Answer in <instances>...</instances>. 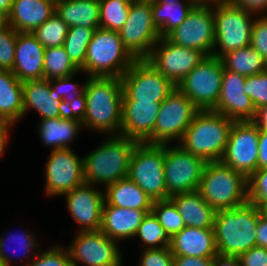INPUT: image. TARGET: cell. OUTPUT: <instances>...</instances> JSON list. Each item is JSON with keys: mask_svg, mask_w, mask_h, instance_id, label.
I'll return each mask as SVG.
<instances>
[{"mask_svg": "<svg viewBox=\"0 0 267 266\" xmlns=\"http://www.w3.org/2000/svg\"><path fill=\"white\" fill-rule=\"evenodd\" d=\"M80 70L72 63L62 46L45 48L44 79L51 80L73 75Z\"/></svg>", "mask_w": 267, "mask_h": 266, "instance_id": "74e56055", "label": "cell"}, {"mask_svg": "<svg viewBox=\"0 0 267 266\" xmlns=\"http://www.w3.org/2000/svg\"><path fill=\"white\" fill-rule=\"evenodd\" d=\"M16 125L10 123V122H0V159L3 157V155L6 152L7 145L9 143L10 133L12 132L14 127Z\"/></svg>", "mask_w": 267, "mask_h": 266, "instance_id": "db71d44e", "label": "cell"}, {"mask_svg": "<svg viewBox=\"0 0 267 266\" xmlns=\"http://www.w3.org/2000/svg\"><path fill=\"white\" fill-rule=\"evenodd\" d=\"M238 258L243 266H267V248L254 246Z\"/></svg>", "mask_w": 267, "mask_h": 266, "instance_id": "c3c4849f", "label": "cell"}, {"mask_svg": "<svg viewBox=\"0 0 267 266\" xmlns=\"http://www.w3.org/2000/svg\"><path fill=\"white\" fill-rule=\"evenodd\" d=\"M81 70L73 75L49 80L50 95L53 100H63L70 113H79L84 95L86 81L82 84L74 81Z\"/></svg>", "mask_w": 267, "mask_h": 266, "instance_id": "e575fe53", "label": "cell"}, {"mask_svg": "<svg viewBox=\"0 0 267 266\" xmlns=\"http://www.w3.org/2000/svg\"><path fill=\"white\" fill-rule=\"evenodd\" d=\"M127 177L152 201L166 200L164 145L138 142L131 157Z\"/></svg>", "mask_w": 267, "mask_h": 266, "instance_id": "ba28073f", "label": "cell"}, {"mask_svg": "<svg viewBox=\"0 0 267 266\" xmlns=\"http://www.w3.org/2000/svg\"><path fill=\"white\" fill-rule=\"evenodd\" d=\"M13 0H0V10L3 11L7 16L11 12Z\"/></svg>", "mask_w": 267, "mask_h": 266, "instance_id": "6f0895ef", "label": "cell"}, {"mask_svg": "<svg viewBox=\"0 0 267 266\" xmlns=\"http://www.w3.org/2000/svg\"><path fill=\"white\" fill-rule=\"evenodd\" d=\"M215 44L212 56L221 58L251 44L256 14L235 6L230 0L213 3Z\"/></svg>", "mask_w": 267, "mask_h": 266, "instance_id": "52a82bcc", "label": "cell"}, {"mask_svg": "<svg viewBox=\"0 0 267 266\" xmlns=\"http://www.w3.org/2000/svg\"><path fill=\"white\" fill-rule=\"evenodd\" d=\"M235 6L256 15H267V0H230Z\"/></svg>", "mask_w": 267, "mask_h": 266, "instance_id": "681fc988", "label": "cell"}, {"mask_svg": "<svg viewBox=\"0 0 267 266\" xmlns=\"http://www.w3.org/2000/svg\"><path fill=\"white\" fill-rule=\"evenodd\" d=\"M67 211L77 226V232L100 230L104 189L84 183L63 194Z\"/></svg>", "mask_w": 267, "mask_h": 266, "instance_id": "d6986e66", "label": "cell"}, {"mask_svg": "<svg viewBox=\"0 0 267 266\" xmlns=\"http://www.w3.org/2000/svg\"><path fill=\"white\" fill-rule=\"evenodd\" d=\"M173 256L215 257L218 254L214 230L185 226L171 238Z\"/></svg>", "mask_w": 267, "mask_h": 266, "instance_id": "484cf974", "label": "cell"}, {"mask_svg": "<svg viewBox=\"0 0 267 266\" xmlns=\"http://www.w3.org/2000/svg\"><path fill=\"white\" fill-rule=\"evenodd\" d=\"M82 106L79 111L83 125L103 136L121 135L122 81L117 77H86Z\"/></svg>", "mask_w": 267, "mask_h": 266, "instance_id": "6da1fadb", "label": "cell"}, {"mask_svg": "<svg viewBox=\"0 0 267 266\" xmlns=\"http://www.w3.org/2000/svg\"><path fill=\"white\" fill-rule=\"evenodd\" d=\"M197 2H151L152 17L155 27L161 37H165L170 31L179 26L186 18Z\"/></svg>", "mask_w": 267, "mask_h": 266, "instance_id": "d6a6232c", "label": "cell"}, {"mask_svg": "<svg viewBox=\"0 0 267 266\" xmlns=\"http://www.w3.org/2000/svg\"><path fill=\"white\" fill-rule=\"evenodd\" d=\"M138 1L152 2V1H155V0H138Z\"/></svg>", "mask_w": 267, "mask_h": 266, "instance_id": "e7e4bbea", "label": "cell"}, {"mask_svg": "<svg viewBox=\"0 0 267 266\" xmlns=\"http://www.w3.org/2000/svg\"><path fill=\"white\" fill-rule=\"evenodd\" d=\"M8 25V16L0 10V28Z\"/></svg>", "mask_w": 267, "mask_h": 266, "instance_id": "680465c9", "label": "cell"}, {"mask_svg": "<svg viewBox=\"0 0 267 266\" xmlns=\"http://www.w3.org/2000/svg\"><path fill=\"white\" fill-rule=\"evenodd\" d=\"M245 78L224 68L220 96L214 111L233 121L254 120L256 108L244 91Z\"/></svg>", "mask_w": 267, "mask_h": 266, "instance_id": "ffe728a7", "label": "cell"}, {"mask_svg": "<svg viewBox=\"0 0 267 266\" xmlns=\"http://www.w3.org/2000/svg\"><path fill=\"white\" fill-rule=\"evenodd\" d=\"M263 212L249 201L216 211L213 230L218 254L239 257L256 246V225Z\"/></svg>", "mask_w": 267, "mask_h": 266, "instance_id": "3957f363", "label": "cell"}, {"mask_svg": "<svg viewBox=\"0 0 267 266\" xmlns=\"http://www.w3.org/2000/svg\"><path fill=\"white\" fill-rule=\"evenodd\" d=\"M224 65L221 58L205 56L177 85L199 110H213L218 103Z\"/></svg>", "mask_w": 267, "mask_h": 266, "instance_id": "30bf717a", "label": "cell"}, {"mask_svg": "<svg viewBox=\"0 0 267 266\" xmlns=\"http://www.w3.org/2000/svg\"><path fill=\"white\" fill-rule=\"evenodd\" d=\"M152 212L171 238L185 227L182 216L170 199L153 201Z\"/></svg>", "mask_w": 267, "mask_h": 266, "instance_id": "60d3db41", "label": "cell"}, {"mask_svg": "<svg viewBox=\"0 0 267 266\" xmlns=\"http://www.w3.org/2000/svg\"><path fill=\"white\" fill-rule=\"evenodd\" d=\"M251 34V47L267 62V15H256Z\"/></svg>", "mask_w": 267, "mask_h": 266, "instance_id": "7dc6e473", "label": "cell"}, {"mask_svg": "<svg viewBox=\"0 0 267 266\" xmlns=\"http://www.w3.org/2000/svg\"><path fill=\"white\" fill-rule=\"evenodd\" d=\"M97 28L82 26L69 27L63 47L72 63L82 70L85 63L87 48Z\"/></svg>", "mask_w": 267, "mask_h": 266, "instance_id": "d590c367", "label": "cell"}, {"mask_svg": "<svg viewBox=\"0 0 267 266\" xmlns=\"http://www.w3.org/2000/svg\"><path fill=\"white\" fill-rule=\"evenodd\" d=\"M27 266H73L67 248L59 243L40 249L37 256Z\"/></svg>", "mask_w": 267, "mask_h": 266, "instance_id": "b9f144b4", "label": "cell"}, {"mask_svg": "<svg viewBox=\"0 0 267 266\" xmlns=\"http://www.w3.org/2000/svg\"><path fill=\"white\" fill-rule=\"evenodd\" d=\"M134 61L124 48L118 31L97 28L88 45L81 71L86 77L121 78Z\"/></svg>", "mask_w": 267, "mask_h": 266, "instance_id": "8992f818", "label": "cell"}, {"mask_svg": "<svg viewBox=\"0 0 267 266\" xmlns=\"http://www.w3.org/2000/svg\"><path fill=\"white\" fill-rule=\"evenodd\" d=\"M213 266H243L238 257L217 254L213 259Z\"/></svg>", "mask_w": 267, "mask_h": 266, "instance_id": "11a10c76", "label": "cell"}, {"mask_svg": "<svg viewBox=\"0 0 267 266\" xmlns=\"http://www.w3.org/2000/svg\"><path fill=\"white\" fill-rule=\"evenodd\" d=\"M95 149L83 155L84 181L96 187L126 178L138 141L122 135H107Z\"/></svg>", "mask_w": 267, "mask_h": 266, "instance_id": "7a4b0ae2", "label": "cell"}, {"mask_svg": "<svg viewBox=\"0 0 267 266\" xmlns=\"http://www.w3.org/2000/svg\"><path fill=\"white\" fill-rule=\"evenodd\" d=\"M253 122L259 129H267V105L256 110Z\"/></svg>", "mask_w": 267, "mask_h": 266, "instance_id": "9f6ffc18", "label": "cell"}, {"mask_svg": "<svg viewBox=\"0 0 267 266\" xmlns=\"http://www.w3.org/2000/svg\"><path fill=\"white\" fill-rule=\"evenodd\" d=\"M17 32L6 25L0 28V70H13Z\"/></svg>", "mask_w": 267, "mask_h": 266, "instance_id": "f6af8a7d", "label": "cell"}, {"mask_svg": "<svg viewBox=\"0 0 267 266\" xmlns=\"http://www.w3.org/2000/svg\"><path fill=\"white\" fill-rule=\"evenodd\" d=\"M104 200L112 206L152 211V199L128 177L120 179L104 189Z\"/></svg>", "mask_w": 267, "mask_h": 266, "instance_id": "4dcf8cb0", "label": "cell"}, {"mask_svg": "<svg viewBox=\"0 0 267 266\" xmlns=\"http://www.w3.org/2000/svg\"><path fill=\"white\" fill-rule=\"evenodd\" d=\"M68 29V25L54 13L41 26L36 28L32 34L45 48H52L64 44Z\"/></svg>", "mask_w": 267, "mask_h": 266, "instance_id": "ab89813d", "label": "cell"}, {"mask_svg": "<svg viewBox=\"0 0 267 266\" xmlns=\"http://www.w3.org/2000/svg\"><path fill=\"white\" fill-rule=\"evenodd\" d=\"M169 199L177 207L185 226L213 229L216 211L203 200L198 191L176 194Z\"/></svg>", "mask_w": 267, "mask_h": 266, "instance_id": "f1b7e54d", "label": "cell"}, {"mask_svg": "<svg viewBox=\"0 0 267 266\" xmlns=\"http://www.w3.org/2000/svg\"><path fill=\"white\" fill-rule=\"evenodd\" d=\"M100 28L119 31L128 19L130 5L124 0H99Z\"/></svg>", "mask_w": 267, "mask_h": 266, "instance_id": "f35d334b", "label": "cell"}, {"mask_svg": "<svg viewBox=\"0 0 267 266\" xmlns=\"http://www.w3.org/2000/svg\"><path fill=\"white\" fill-rule=\"evenodd\" d=\"M161 103L122 100L121 135L154 144V126Z\"/></svg>", "mask_w": 267, "mask_h": 266, "instance_id": "44dd1931", "label": "cell"}, {"mask_svg": "<svg viewBox=\"0 0 267 266\" xmlns=\"http://www.w3.org/2000/svg\"><path fill=\"white\" fill-rule=\"evenodd\" d=\"M118 32L124 48L135 60L147 59L161 38L153 22L151 2L132 3L128 19Z\"/></svg>", "mask_w": 267, "mask_h": 266, "instance_id": "5bb4252c", "label": "cell"}, {"mask_svg": "<svg viewBox=\"0 0 267 266\" xmlns=\"http://www.w3.org/2000/svg\"><path fill=\"white\" fill-rule=\"evenodd\" d=\"M50 151L44 171L47 197L62 196L85 183L83 157L72 148Z\"/></svg>", "mask_w": 267, "mask_h": 266, "instance_id": "e0dca14e", "label": "cell"}, {"mask_svg": "<svg viewBox=\"0 0 267 266\" xmlns=\"http://www.w3.org/2000/svg\"><path fill=\"white\" fill-rule=\"evenodd\" d=\"M45 47L32 32H17L12 73L21 81L44 78Z\"/></svg>", "mask_w": 267, "mask_h": 266, "instance_id": "7402d4cb", "label": "cell"}, {"mask_svg": "<svg viewBox=\"0 0 267 266\" xmlns=\"http://www.w3.org/2000/svg\"><path fill=\"white\" fill-rule=\"evenodd\" d=\"M149 212L151 211L112 206L104 200L100 230L119 244L123 240H133L137 229Z\"/></svg>", "mask_w": 267, "mask_h": 266, "instance_id": "603a6c76", "label": "cell"}, {"mask_svg": "<svg viewBox=\"0 0 267 266\" xmlns=\"http://www.w3.org/2000/svg\"><path fill=\"white\" fill-rule=\"evenodd\" d=\"M56 0H13L8 25L16 32H33L55 13Z\"/></svg>", "mask_w": 267, "mask_h": 266, "instance_id": "4316f807", "label": "cell"}, {"mask_svg": "<svg viewBox=\"0 0 267 266\" xmlns=\"http://www.w3.org/2000/svg\"><path fill=\"white\" fill-rule=\"evenodd\" d=\"M120 249V244L101 230L76 231L67 247L73 266H123Z\"/></svg>", "mask_w": 267, "mask_h": 266, "instance_id": "7c38bea8", "label": "cell"}, {"mask_svg": "<svg viewBox=\"0 0 267 266\" xmlns=\"http://www.w3.org/2000/svg\"><path fill=\"white\" fill-rule=\"evenodd\" d=\"M264 213L267 214V207L263 209Z\"/></svg>", "mask_w": 267, "mask_h": 266, "instance_id": "03108f58", "label": "cell"}, {"mask_svg": "<svg viewBox=\"0 0 267 266\" xmlns=\"http://www.w3.org/2000/svg\"><path fill=\"white\" fill-rule=\"evenodd\" d=\"M206 164L179 144L164 145L166 200L176 194L198 191Z\"/></svg>", "mask_w": 267, "mask_h": 266, "instance_id": "9c48e42d", "label": "cell"}, {"mask_svg": "<svg viewBox=\"0 0 267 266\" xmlns=\"http://www.w3.org/2000/svg\"><path fill=\"white\" fill-rule=\"evenodd\" d=\"M140 252L138 266H173L170 247L143 249Z\"/></svg>", "mask_w": 267, "mask_h": 266, "instance_id": "bcb514c9", "label": "cell"}, {"mask_svg": "<svg viewBox=\"0 0 267 266\" xmlns=\"http://www.w3.org/2000/svg\"><path fill=\"white\" fill-rule=\"evenodd\" d=\"M121 81L122 100L163 102L176 88L146 59L135 60Z\"/></svg>", "mask_w": 267, "mask_h": 266, "instance_id": "9a60e30c", "label": "cell"}, {"mask_svg": "<svg viewBox=\"0 0 267 266\" xmlns=\"http://www.w3.org/2000/svg\"><path fill=\"white\" fill-rule=\"evenodd\" d=\"M0 266H7V265L0 260Z\"/></svg>", "mask_w": 267, "mask_h": 266, "instance_id": "be15d7a7", "label": "cell"}, {"mask_svg": "<svg viewBox=\"0 0 267 266\" xmlns=\"http://www.w3.org/2000/svg\"><path fill=\"white\" fill-rule=\"evenodd\" d=\"M165 37L176 45L211 56L215 44L213 3H197L187 18Z\"/></svg>", "mask_w": 267, "mask_h": 266, "instance_id": "4fadbf2b", "label": "cell"}, {"mask_svg": "<svg viewBox=\"0 0 267 266\" xmlns=\"http://www.w3.org/2000/svg\"><path fill=\"white\" fill-rule=\"evenodd\" d=\"M221 60L226 70L245 77L267 70V62L251 45L227 52Z\"/></svg>", "mask_w": 267, "mask_h": 266, "instance_id": "836d02e7", "label": "cell"}, {"mask_svg": "<svg viewBox=\"0 0 267 266\" xmlns=\"http://www.w3.org/2000/svg\"><path fill=\"white\" fill-rule=\"evenodd\" d=\"M244 91L257 109L267 105V70L257 75L247 76Z\"/></svg>", "mask_w": 267, "mask_h": 266, "instance_id": "ee69618b", "label": "cell"}, {"mask_svg": "<svg viewBox=\"0 0 267 266\" xmlns=\"http://www.w3.org/2000/svg\"><path fill=\"white\" fill-rule=\"evenodd\" d=\"M259 128L253 121H235L221 162L249 178L258 169Z\"/></svg>", "mask_w": 267, "mask_h": 266, "instance_id": "2e32d148", "label": "cell"}, {"mask_svg": "<svg viewBox=\"0 0 267 266\" xmlns=\"http://www.w3.org/2000/svg\"><path fill=\"white\" fill-rule=\"evenodd\" d=\"M197 3H215V2H223L227 0H195Z\"/></svg>", "mask_w": 267, "mask_h": 266, "instance_id": "94428289", "label": "cell"}, {"mask_svg": "<svg viewBox=\"0 0 267 266\" xmlns=\"http://www.w3.org/2000/svg\"><path fill=\"white\" fill-rule=\"evenodd\" d=\"M124 1H126V2L129 3V4H132V3H134V2H137L138 0H124Z\"/></svg>", "mask_w": 267, "mask_h": 266, "instance_id": "6125c7cd", "label": "cell"}, {"mask_svg": "<svg viewBox=\"0 0 267 266\" xmlns=\"http://www.w3.org/2000/svg\"><path fill=\"white\" fill-rule=\"evenodd\" d=\"M55 13L68 27L100 28L99 0H56Z\"/></svg>", "mask_w": 267, "mask_h": 266, "instance_id": "1f68e13d", "label": "cell"}, {"mask_svg": "<svg viewBox=\"0 0 267 266\" xmlns=\"http://www.w3.org/2000/svg\"><path fill=\"white\" fill-rule=\"evenodd\" d=\"M214 257L173 256V266H213Z\"/></svg>", "mask_w": 267, "mask_h": 266, "instance_id": "f907efd6", "label": "cell"}, {"mask_svg": "<svg viewBox=\"0 0 267 266\" xmlns=\"http://www.w3.org/2000/svg\"><path fill=\"white\" fill-rule=\"evenodd\" d=\"M29 110L36 111L40 120L59 118L70 113L63 100L52 99L49 80L44 78L23 82V118Z\"/></svg>", "mask_w": 267, "mask_h": 266, "instance_id": "cb8c5ba5", "label": "cell"}, {"mask_svg": "<svg viewBox=\"0 0 267 266\" xmlns=\"http://www.w3.org/2000/svg\"><path fill=\"white\" fill-rule=\"evenodd\" d=\"M234 122L214 110H199L178 144L206 162L221 161Z\"/></svg>", "mask_w": 267, "mask_h": 266, "instance_id": "277c9868", "label": "cell"}, {"mask_svg": "<svg viewBox=\"0 0 267 266\" xmlns=\"http://www.w3.org/2000/svg\"><path fill=\"white\" fill-rule=\"evenodd\" d=\"M155 2H166V3H178V2H196L195 0H155Z\"/></svg>", "mask_w": 267, "mask_h": 266, "instance_id": "91938a15", "label": "cell"}, {"mask_svg": "<svg viewBox=\"0 0 267 266\" xmlns=\"http://www.w3.org/2000/svg\"><path fill=\"white\" fill-rule=\"evenodd\" d=\"M198 111L176 87L161 103L154 126V144H178Z\"/></svg>", "mask_w": 267, "mask_h": 266, "instance_id": "8fae6325", "label": "cell"}, {"mask_svg": "<svg viewBox=\"0 0 267 266\" xmlns=\"http://www.w3.org/2000/svg\"><path fill=\"white\" fill-rule=\"evenodd\" d=\"M267 168V129H259L258 169Z\"/></svg>", "mask_w": 267, "mask_h": 266, "instance_id": "f5cc1de1", "label": "cell"}, {"mask_svg": "<svg viewBox=\"0 0 267 266\" xmlns=\"http://www.w3.org/2000/svg\"><path fill=\"white\" fill-rule=\"evenodd\" d=\"M198 192L215 211L232 209L248 201V178L221 161L207 162Z\"/></svg>", "mask_w": 267, "mask_h": 266, "instance_id": "5b68a950", "label": "cell"}, {"mask_svg": "<svg viewBox=\"0 0 267 266\" xmlns=\"http://www.w3.org/2000/svg\"><path fill=\"white\" fill-rule=\"evenodd\" d=\"M23 118V82L10 70H0V122L16 125Z\"/></svg>", "mask_w": 267, "mask_h": 266, "instance_id": "f546056e", "label": "cell"}, {"mask_svg": "<svg viewBox=\"0 0 267 266\" xmlns=\"http://www.w3.org/2000/svg\"><path fill=\"white\" fill-rule=\"evenodd\" d=\"M256 246L267 248V214L258 217L256 225Z\"/></svg>", "mask_w": 267, "mask_h": 266, "instance_id": "816d5d0a", "label": "cell"}, {"mask_svg": "<svg viewBox=\"0 0 267 266\" xmlns=\"http://www.w3.org/2000/svg\"><path fill=\"white\" fill-rule=\"evenodd\" d=\"M205 58V55L191 48L182 47L161 37L146 59L175 87Z\"/></svg>", "mask_w": 267, "mask_h": 266, "instance_id": "ac0fdd59", "label": "cell"}, {"mask_svg": "<svg viewBox=\"0 0 267 266\" xmlns=\"http://www.w3.org/2000/svg\"><path fill=\"white\" fill-rule=\"evenodd\" d=\"M134 237L140 239L142 250L165 248L171 244L170 235L159 224L152 211L146 214Z\"/></svg>", "mask_w": 267, "mask_h": 266, "instance_id": "8d00e7d4", "label": "cell"}, {"mask_svg": "<svg viewBox=\"0 0 267 266\" xmlns=\"http://www.w3.org/2000/svg\"><path fill=\"white\" fill-rule=\"evenodd\" d=\"M248 201L262 210L267 207V168L257 169L248 178Z\"/></svg>", "mask_w": 267, "mask_h": 266, "instance_id": "7bdbcfd3", "label": "cell"}, {"mask_svg": "<svg viewBox=\"0 0 267 266\" xmlns=\"http://www.w3.org/2000/svg\"><path fill=\"white\" fill-rule=\"evenodd\" d=\"M37 128L43 146L57 150L73 147L71 144L82 132L83 125L78 113H68L59 118L39 120Z\"/></svg>", "mask_w": 267, "mask_h": 266, "instance_id": "d4e9b609", "label": "cell"}, {"mask_svg": "<svg viewBox=\"0 0 267 266\" xmlns=\"http://www.w3.org/2000/svg\"><path fill=\"white\" fill-rule=\"evenodd\" d=\"M37 241V237L29 229L21 230L19 233H0V260L7 266H14L13 263L17 264V262H19L18 266H27L41 249L39 246L40 243ZM14 243H16L17 246H13ZM11 244L13 246L12 248L10 247ZM21 258H24V260ZM23 261H25V263Z\"/></svg>", "mask_w": 267, "mask_h": 266, "instance_id": "83f0119b", "label": "cell"}]
</instances>
